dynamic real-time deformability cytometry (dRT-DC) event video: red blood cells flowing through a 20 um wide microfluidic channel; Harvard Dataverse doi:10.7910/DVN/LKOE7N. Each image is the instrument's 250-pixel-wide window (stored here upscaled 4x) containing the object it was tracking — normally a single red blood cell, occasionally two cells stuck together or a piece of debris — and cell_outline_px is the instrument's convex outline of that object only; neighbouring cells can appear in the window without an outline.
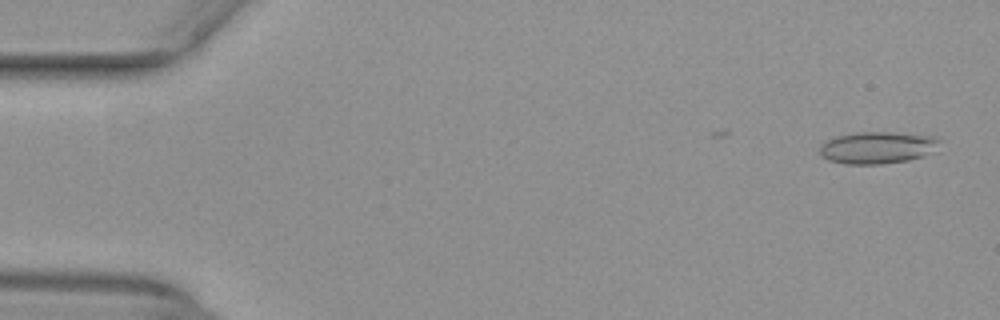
{"species": "common noctule bat (a hibernating species)", "species_latin": "Nyctalus noctula", "temperature_condition": "warm", "stored_images_in_passage": 9, "camera_frame_rate_fps": 3000, "um_per_image_px": 0.085, "animal": {"sex": "female", "body_mass_g": 29.2, "forearm_length_mm": 56.3}, "frame": {"image": 1, "passage_image": 1, "time_ms": 0.0, "image_size_px": [1000, 320], "cell_outline_px": [[940, 140], [936, 152], [924, 156], [908, 160], [880, 164], [844, 164], [828, 160], [820, 156], [820, 144], [836, 136], [856, 132], [892, 132], [936, 136]], "centroid_in_image_um": [74.6, 12.55], "position_along_channel_um": 10.4, "area_um2": 22.66}}